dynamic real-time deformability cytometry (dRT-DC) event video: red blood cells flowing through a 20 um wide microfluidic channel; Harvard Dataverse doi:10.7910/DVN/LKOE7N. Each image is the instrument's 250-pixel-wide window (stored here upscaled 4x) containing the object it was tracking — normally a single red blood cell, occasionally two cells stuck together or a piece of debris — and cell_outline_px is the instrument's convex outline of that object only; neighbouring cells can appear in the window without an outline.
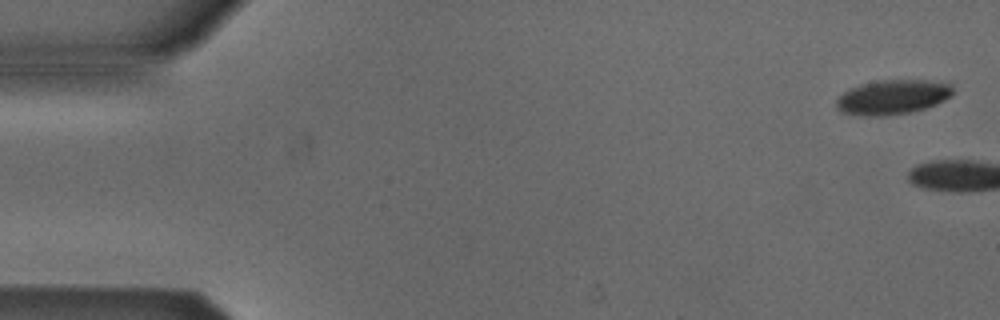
{"species": "Egyptian fruit bat (a non-hibernating species)", "species_latin": "Rousettus aegyptiacus", "temperature_condition": "cold", "stored_images_in_passage": 5, "camera_frame_rate_fps": 3000, "um_per_image_px": 0.085, "animal": {"sex": "male"}, "frame": {"image": 1, "passage_image": 1, "time_ms": 0.0, "image_size_px": [1000, 320], "cell_outline_px": [[952, 96], [936, 104], [924, 108], [908, 112], [884, 116], [864, 116], [840, 112], [836, 108], [836, 100], [844, 92], [852, 88], [864, 84], [880, 80], [924, 80], [952, 84]], "centroid_in_image_um": [75.86, 8.26], "position_along_channel_um": 9.1, "area_um2": 23.24}}